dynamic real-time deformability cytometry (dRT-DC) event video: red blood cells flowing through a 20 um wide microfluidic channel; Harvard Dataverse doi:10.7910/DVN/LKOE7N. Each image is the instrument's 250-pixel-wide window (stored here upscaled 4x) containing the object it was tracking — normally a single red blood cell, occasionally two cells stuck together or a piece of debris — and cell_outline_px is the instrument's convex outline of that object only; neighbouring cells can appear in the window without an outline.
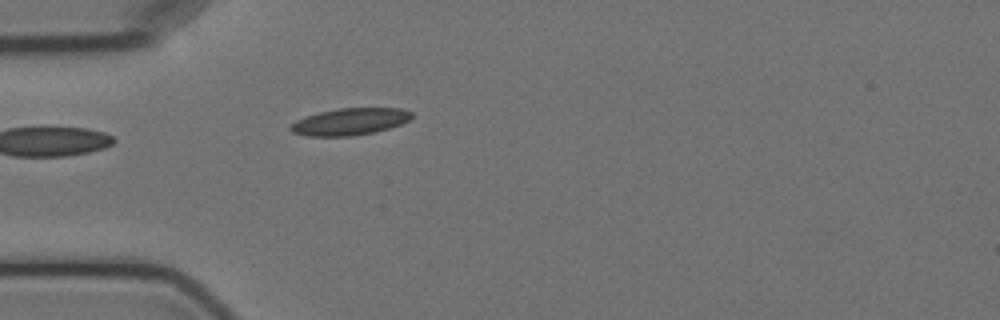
{"species": "Egyptian fruit bat (a non-hibernating species)", "species_latin": "Rousettus aegyptiacus", "temperature_condition": "cold", "stored_images_in_passage": 4, "camera_frame_rate_fps": 3000, "um_per_image_px": 0.085, "animal": {"sex": "female"}, "frame": {"image": 1, "passage_image": 4, "time_ms": 4.667, "image_size_px": [1000, 320], "cell_outline_px": [[412, 116], [408, 120], [400, 124], [388, 128], [372, 132], [352, 136], [308, 136], [292, 132], [288, 128], [296, 120], [304, 116], [320, 112], [340, 108], [400, 108], [412, 112]], "centroid_in_image_um": [29.7, 10.33], "position_along_channel_um": 55.3, "area_um2": 18.84}}